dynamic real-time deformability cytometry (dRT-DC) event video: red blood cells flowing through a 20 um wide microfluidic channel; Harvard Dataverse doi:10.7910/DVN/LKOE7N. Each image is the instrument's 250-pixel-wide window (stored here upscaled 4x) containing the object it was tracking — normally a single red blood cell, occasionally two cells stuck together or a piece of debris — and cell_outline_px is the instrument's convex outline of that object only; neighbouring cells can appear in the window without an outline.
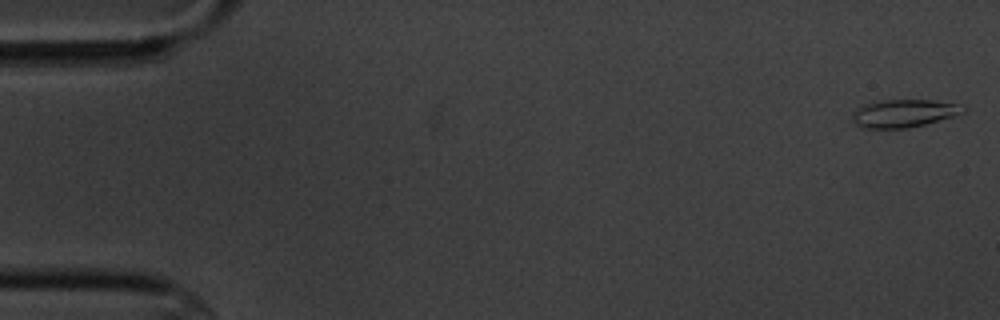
{"species": "common noctule bat (a hibernating species)", "species_latin": "Nyctalus noctula", "temperature_condition": "cold", "stored_images_in_passage": 12, "camera_frame_rate_fps": 3000, "um_per_image_px": 0.085, "animal": {"sex": "male", "body_mass_g": 20.1, "forearm_length_mm": 53.5}, "frame": {"image": 1, "passage_image": 1, "time_ms": 0.0, "image_size_px": [1000, 320], "cell_outline_px": [[964, 112], [952, 116], [924, 124], [908, 128], [860, 128], [852, 120], [852, 112], [856, 108], [864, 104], [884, 100], [932, 100], [956, 104], [964, 108]], "centroid_in_image_um": [76.74, 9.64], "position_along_channel_um": 8.3, "area_um2": 17.74}}
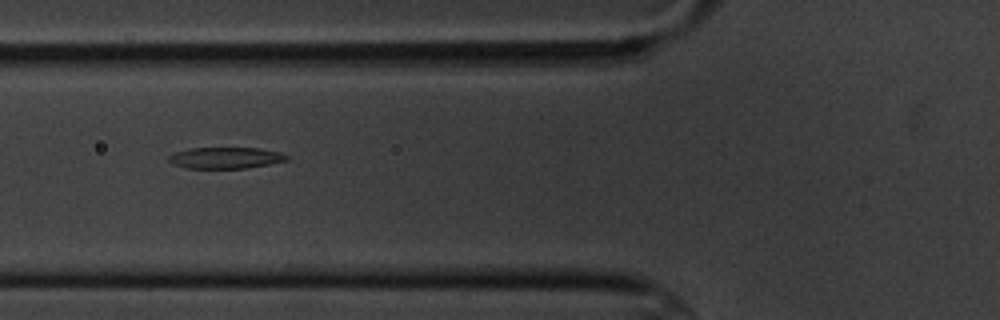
{"frame": {"image": 2, "passage_image": 7, "time_ms": 6.667, "image_size_px": [1000, 320], "cell_outline_px": [[288, 160], [248, 168], [184, 168], [172, 164], [168, 160], [168, 156], [172, 152], [188, 148], [256, 148], [280, 152], [288, 156]], "centroid_in_image_um": [19.1, 13.42], "position_along_channel_um": 106.7, "area_um2": 14.74}}
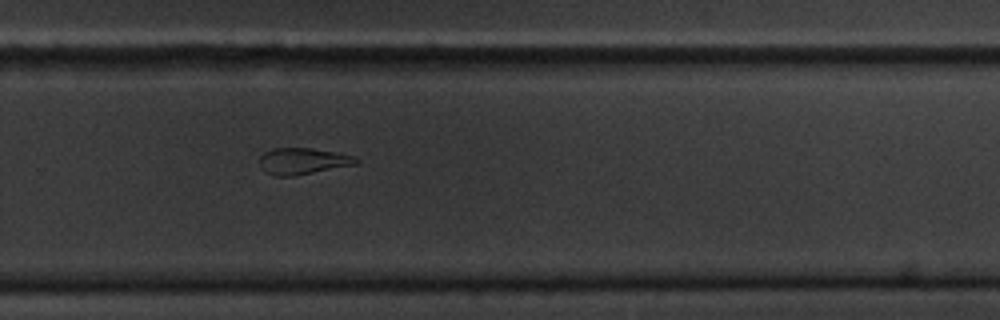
{"frame": {"image": 3, "passage_image": 12, "time_ms": 12.333, "image_size_px": [1000, 320], "cell_outline_px": [[360, 160], [356, 164], [292, 176], [276, 176], [264, 172], [260, 168], [260, 156], [264, 152], [272, 148], [312, 148], [340, 152], [356, 156]], "centroid_in_image_um": [25.74, 13.68], "position_along_channel_um": 304.1, "area_um2": 15.03}}